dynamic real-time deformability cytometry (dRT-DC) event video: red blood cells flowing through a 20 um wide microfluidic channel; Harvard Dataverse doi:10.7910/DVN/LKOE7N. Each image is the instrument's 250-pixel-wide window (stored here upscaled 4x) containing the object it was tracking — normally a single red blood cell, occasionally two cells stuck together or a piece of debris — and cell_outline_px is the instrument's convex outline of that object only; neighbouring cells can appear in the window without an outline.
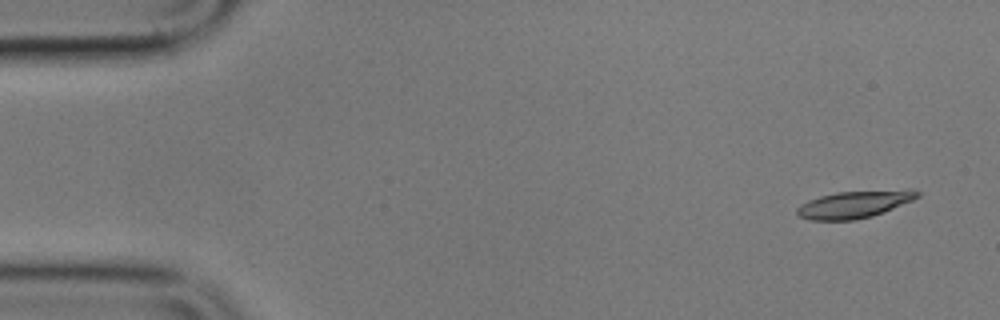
{"species": "common noctule bat (a hibernating species)", "species_latin": "Nyctalus noctula", "temperature_condition": "cold", "stored_images_in_passage": 6, "camera_frame_rate_fps": 3000, "um_per_image_px": 0.085, "animal": {"sex": "male", "body_mass_g": 17.9}, "frame": {"image": 1, "passage_image": 1, "time_ms": 0.0, "image_size_px": [1000, 320], "cell_outline_px": [[920, 196], [912, 200], [884, 212], [872, 216], [856, 220], [812, 220], [796, 216], [796, 208], [800, 204], [808, 200], [820, 196], [836, 192], [908, 188], [912, 188], [920, 192]], "centroid_in_image_um": [72.64, 17.35], "position_along_channel_um": 12.4, "area_um2": 19.54}}
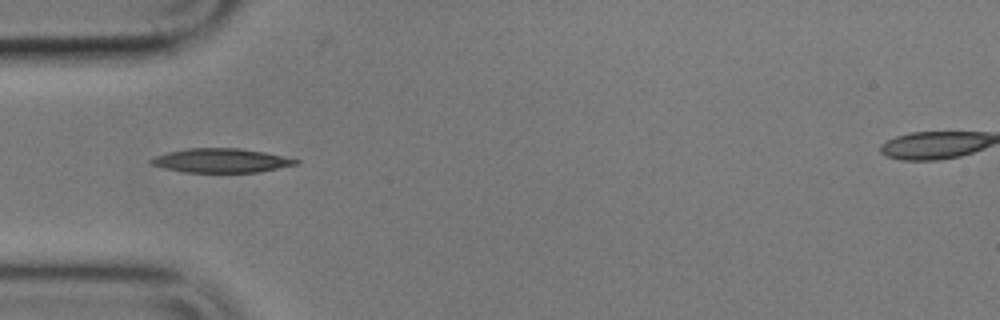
{"frame": {"image": 2, "passage_image": 5, "time_ms": 4.667, "image_size_px": [1000, 320], "cell_outline_px": [[300, 164], [256, 172], [184, 172], [164, 168], [152, 164], [148, 160], [156, 156], [168, 152], [188, 148], [240, 148], [264, 152], [300, 160]], "centroid_in_image_um": [18.8, 13.64], "position_along_channel_um": 66.2, "area_um2": 20.17}}
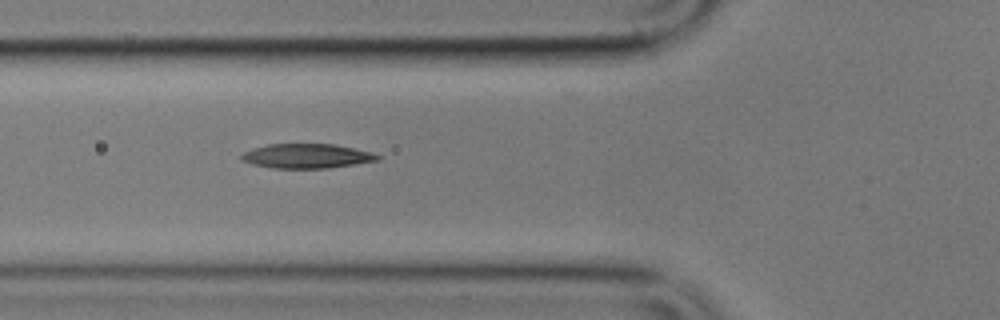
{"frame": {"image": 3, "passage_image": 6, "time_ms": 5.667, "image_size_px": [1000, 320], "cell_outline_px": [[380, 160], [356, 164], [328, 168], [272, 168], [252, 164], [240, 160], [240, 156], [244, 152], [252, 148], [268, 144], [336, 144], [372, 152], [380, 156]], "centroid_in_image_um": [26.07, 13.26], "position_along_channel_um": 99.7, "area_um2": 19.54}}